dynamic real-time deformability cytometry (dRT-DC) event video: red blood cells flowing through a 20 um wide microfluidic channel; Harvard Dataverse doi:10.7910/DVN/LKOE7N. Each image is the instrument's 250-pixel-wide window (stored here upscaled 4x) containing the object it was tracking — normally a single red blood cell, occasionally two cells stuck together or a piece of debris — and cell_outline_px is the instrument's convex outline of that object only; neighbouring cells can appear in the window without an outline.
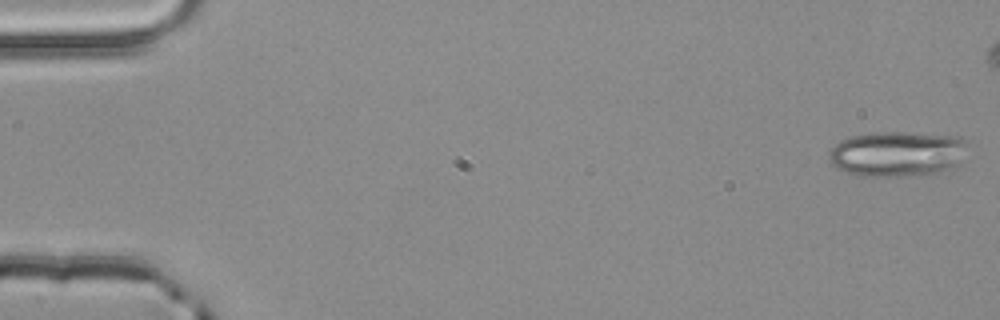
{"species": "common noctule bat (a hibernating species)", "species_latin": "Nyctalus noctula", "temperature_condition": "room temperature", "stored_images_in_passage": 4, "camera_frame_rate_fps": 3000, "um_per_image_px": 0.085, "animal": {"sex": "male", "body_mass_g": 20.4}, "frame": {"image": 1, "passage_image": 1, "time_ms": 0.0, "image_size_px": [1000, 320], "cell_outline_px": [[968, 144], [960, 164], [936, 172], [904, 176], [860, 176], [848, 172], [832, 164], [828, 156], [828, 152], [840, 140], [852, 136], [872, 132], [904, 132], [960, 136]], "centroid_in_image_um": [76.28, 13.06], "position_along_channel_um": 8.7, "area_um2": 36.53}}